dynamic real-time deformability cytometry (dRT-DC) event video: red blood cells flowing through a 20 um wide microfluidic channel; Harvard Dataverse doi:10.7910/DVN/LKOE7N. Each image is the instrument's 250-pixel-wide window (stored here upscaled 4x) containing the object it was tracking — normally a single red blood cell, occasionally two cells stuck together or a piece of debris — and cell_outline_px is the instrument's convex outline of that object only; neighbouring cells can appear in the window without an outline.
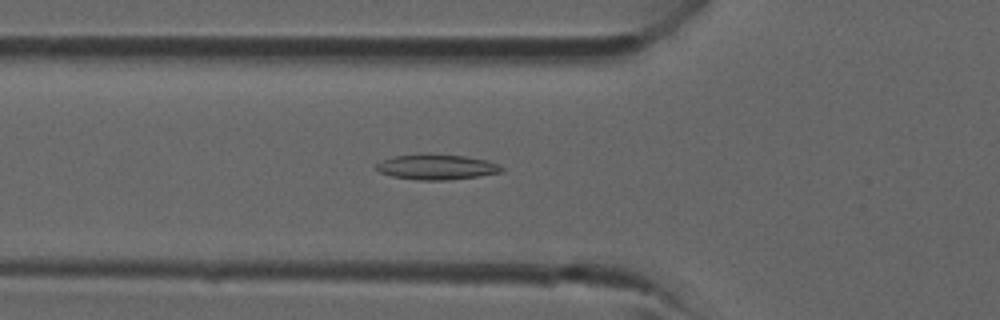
{"species": "common noctule bat (a hibernating species)", "species_latin": "Nyctalus noctula", "temperature_condition": "room temperature", "stored_images_in_passage": 40, "camera_frame_rate_fps": 3000, "um_per_image_px": 0.085, "animal": {"sex": "male", "forearm_length_mm": 52.5}, "frame": {"image": 1, "passage_image": 14, "time_ms": 4.333, "image_size_px": [1000, 320], "cell_outline_px": [[504, 172], [448, 180], [416, 180], [392, 176], [380, 172], [376, 168], [376, 164], [392, 156], [424, 152], [428, 152], [464, 156], [488, 160], [500, 164], [504, 168]], "centroid_in_image_um": [37.13, 14.17], "position_along_channel_um": 88.7, "area_um2": 18.9}}
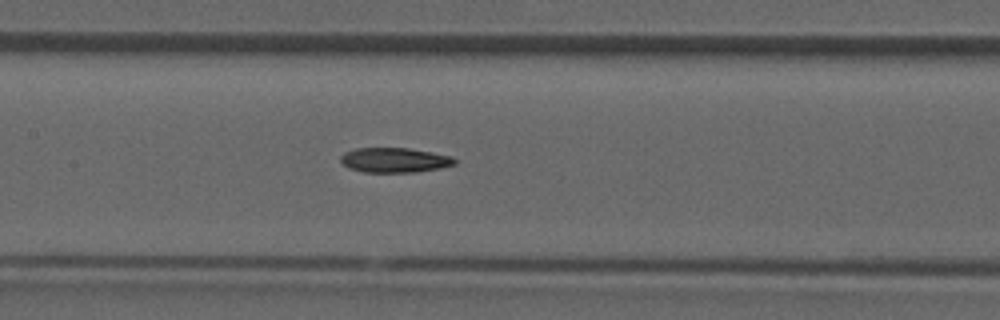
{"frame": {"image": 2, "passage_image": 19, "time_ms": 6.0, "image_size_px": [1000, 320], "cell_outline_px": [[456, 164], [440, 168], [416, 172], [364, 172], [348, 168], [340, 160], [340, 156], [344, 152], [356, 148], [408, 148], [432, 152], [452, 156], [456, 160]], "centroid_in_image_um": [33.53, 13.6], "position_along_channel_um": 173.9, "area_um2": 16.53}}
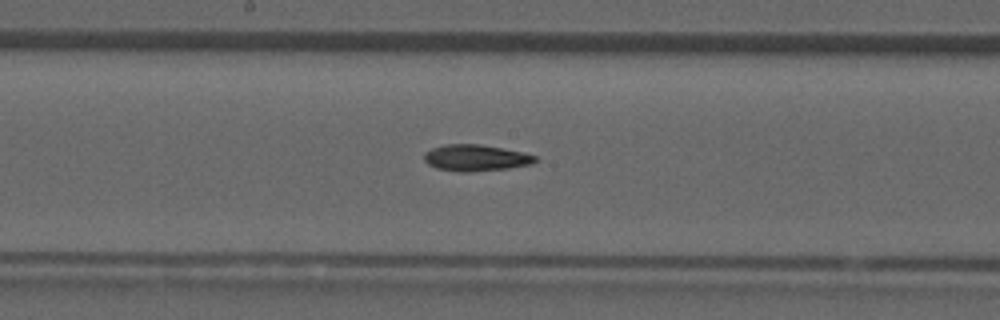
{"frame": {"image": 3, "passage_image": 21, "time_ms": 6.667, "image_size_px": [1000, 320], "cell_outline_px": [[536, 160], [532, 164], [508, 168], [472, 172], [460, 172], [436, 168], [428, 164], [424, 160], [424, 152], [432, 148], [448, 144], [480, 144], [524, 152], [536, 156]], "centroid_in_image_um": [40.43, 13.42], "position_along_channel_um": 207.8, "area_um2": 17.11}}